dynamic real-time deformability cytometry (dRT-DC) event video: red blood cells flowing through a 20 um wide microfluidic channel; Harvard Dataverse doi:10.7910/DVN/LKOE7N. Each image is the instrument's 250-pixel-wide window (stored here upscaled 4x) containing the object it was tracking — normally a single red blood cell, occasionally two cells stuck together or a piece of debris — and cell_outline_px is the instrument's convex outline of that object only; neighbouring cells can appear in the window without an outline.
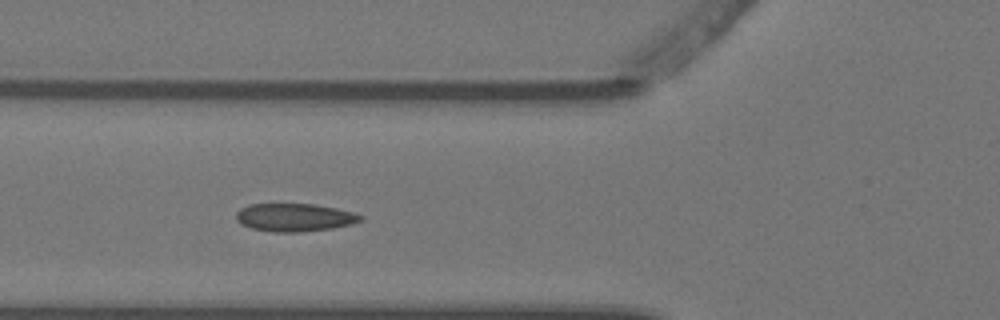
{"species": "Egyptian fruit bat (a non-hibernating species)", "species_latin": "Rousettus aegyptiacus", "temperature_condition": "warm", "stored_images_in_passage": 7, "camera_frame_rate_fps": 3000, "um_per_image_px": 0.085, "animal": {"sex": "female"}, "frame": {"image": 1, "passage_image": 5, "time_ms": 1.333, "image_size_px": [1000, 320], "cell_outline_px": [[364, 220], [352, 224], [332, 228], [300, 232], [272, 232], [252, 228], [240, 224], [236, 220], [236, 212], [240, 208], [248, 204], [312, 204], [336, 208], [352, 212], [364, 216]], "centroid_in_image_um": [25.03, 18.48], "position_along_channel_um": 100.8, "area_um2": 20.4}}
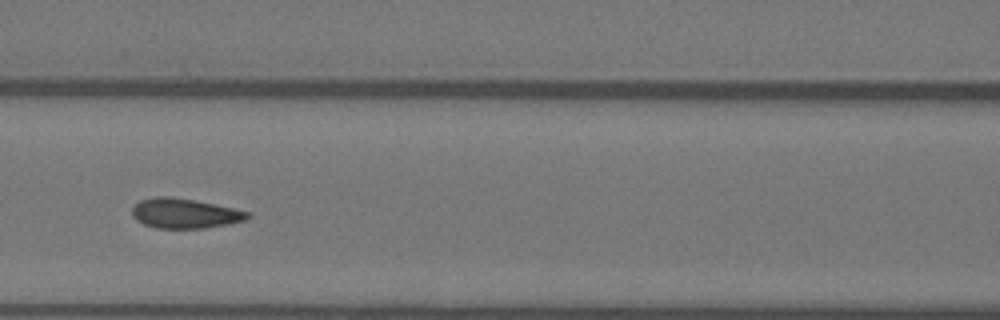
{"frame": {"image": 2, "passage_image": 6, "time_ms": 1.667, "image_size_px": [1000, 320], "cell_outline_px": [[252, 216], [248, 220], [228, 224], [204, 228], [156, 228], [144, 224], [136, 220], [132, 216], [132, 208], [140, 200], [156, 196], [168, 196], [196, 200], [232, 208], [248, 212]], "centroid_in_image_um": [15.7, 18.14], "position_along_channel_um": 150.9, "area_um2": 20.11}}
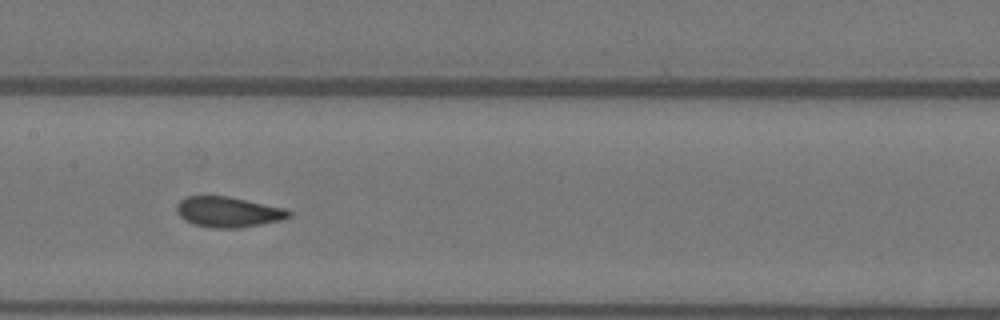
{"frame": {"image": 3, "passage_image": 7, "time_ms": 2.0, "image_size_px": [1000, 320], "cell_outline_px": [[292, 216], [280, 220], [240, 228], [212, 228], [192, 224], [184, 220], [176, 212], [176, 204], [180, 200], [188, 196], [228, 196], [288, 208], [292, 212]], "centroid_in_image_um": [19.41, 18.01], "position_along_channel_um": 188.0, "area_um2": 20.17}}